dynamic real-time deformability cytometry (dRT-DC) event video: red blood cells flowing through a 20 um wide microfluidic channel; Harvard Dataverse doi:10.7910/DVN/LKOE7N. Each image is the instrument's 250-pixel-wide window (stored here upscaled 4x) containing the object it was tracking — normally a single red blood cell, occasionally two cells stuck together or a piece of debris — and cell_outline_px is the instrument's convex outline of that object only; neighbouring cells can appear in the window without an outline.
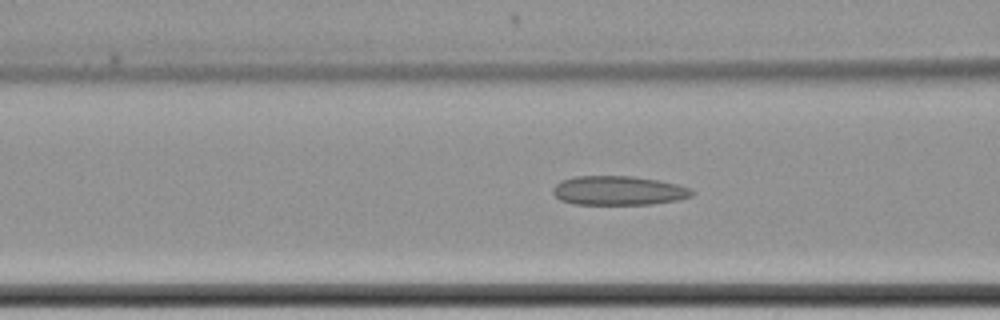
{"species": "common noctule bat (a hibernating species)", "species_latin": "Nyctalus noctula", "temperature_condition": "cold", "stored_images_in_passage": 54, "camera_frame_rate_fps": 3000, "um_per_image_px": 0.085, "animal": {"sex": "female", "body_mass_g": 22.7, "forearm_length_mm": 54.2}, "frame": {"image": 1, "passage_image": 30, "time_ms": 9.667, "image_size_px": [1000, 320], "cell_outline_px": [[696, 192], [692, 196], [676, 200], [652, 204], [572, 204], [560, 200], [552, 192], [552, 188], [560, 180], [576, 176], [632, 176], [656, 180], [676, 184], [692, 188]], "centroid_in_image_um": [52.56, 16.2], "position_along_channel_um": 114.0, "area_um2": 23.7}}
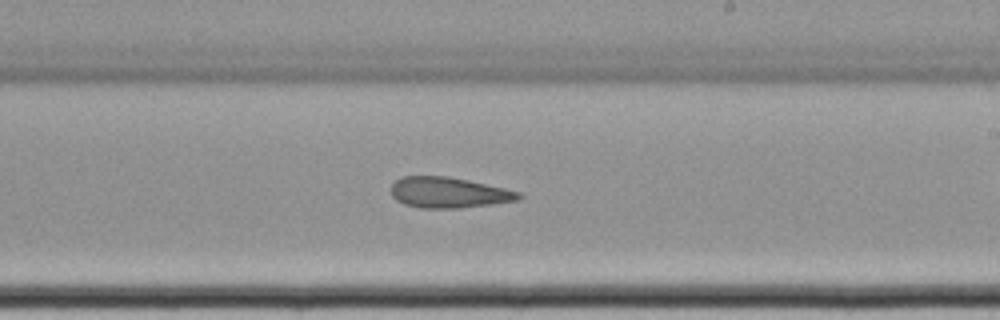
{"frame": {"image": 2, "passage_image": 42, "time_ms": 13.667, "image_size_px": [1000, 320], "cell_outline_px": [[524, 196], [520, 200], [492, 204], [460, 208], [420, 208], [404, 204], [396, 200], [392, 196], [392, 184], [400, 176], [448, 176], [468, 180], [504, 188], [520, 192]], "centroid_in_image_um": [38.15, 16.37], "position_along_channel_um": 250.9, "area_um2": 22.95}}
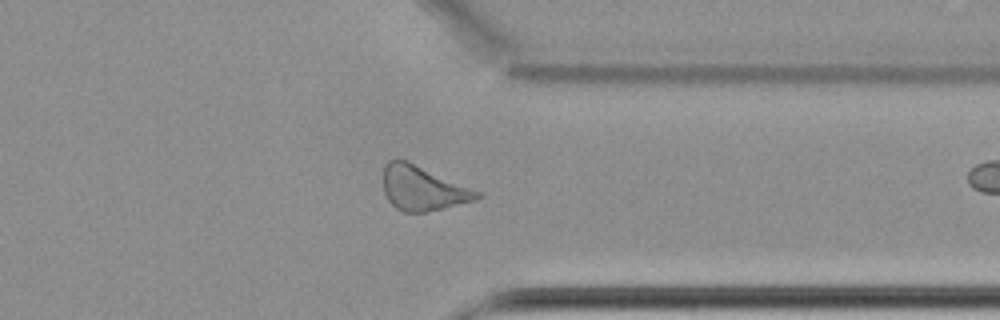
{"frame": {"image": 3, "passage_image": 53, "time_ms": 17.333, "image_size_px": [1000, 320], "cell_outline_px": [[484, 196], [476, 200], [428, 212], [404, 212], [396, 208], [388, 200], [384, 192], [384, 164], [388, 160], [408, 160], [480, 192]], "centroid_in_image_um": [35.93, 16.0], "position_along_channel_um": 375.5, "area_um2": 24.28}}